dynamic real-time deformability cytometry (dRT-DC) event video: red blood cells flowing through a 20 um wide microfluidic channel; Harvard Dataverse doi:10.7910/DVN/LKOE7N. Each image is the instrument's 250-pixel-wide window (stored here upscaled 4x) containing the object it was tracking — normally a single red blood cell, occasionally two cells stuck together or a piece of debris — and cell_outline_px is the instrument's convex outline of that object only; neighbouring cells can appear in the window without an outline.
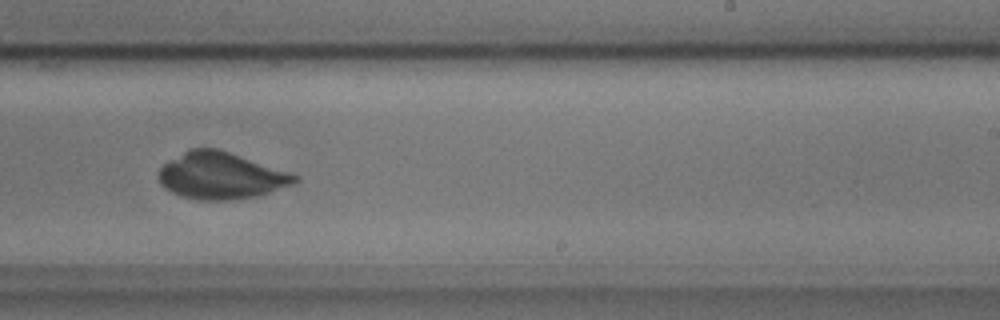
{"species": "common noctule bat (a hibernating species)", "species_latin": "Nyctalus noctula", "temperature_condition": "cold", "stored_images_in_passage": 37, "camera_frame_rate_fps": 3000, "um_per_image_px": 0.085, "animal": {"sex": "male", "body_mass_g": 17.9, "forearm_length_mm": 54.2}, "frame": {"image": 1, "passage_image": 18, "time_ms": 5.667, "image_size_px": [1000, 320], "cell_outline_px": [[300, 180], [292, 184], [256, 196], [228, 200], [200, 200], [184, 196], [172, 192], [164, 188], [160, 184], [160, 168], [164, 164], [188, 148], [216, 148], [300, 176]], "centroid_in_image_um": [18.76, 14.93], "position_along_channel_um": 270.2, "area_um2": 36.41}}
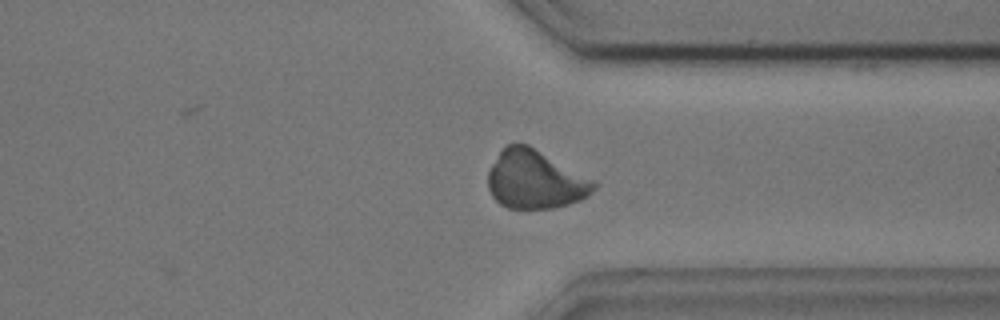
{"frame": {"image": 2, "passage_image": 26, "time_ms": 8.333, "image_size_px": [1000, 320], "cell_outline_px": [[600, 184], [588, 196], [580, 200], [568, 204], [552, 208], [508, 208], [500, 204], [492, 196], [488, 188], [488, 168], [500, 152], [508, 144], [528, 144], [596, 180]], "centroid_in_image_um": [45.52, 15.26], "position_along_channel_um": 365.9, "area_um2": 36.3}}
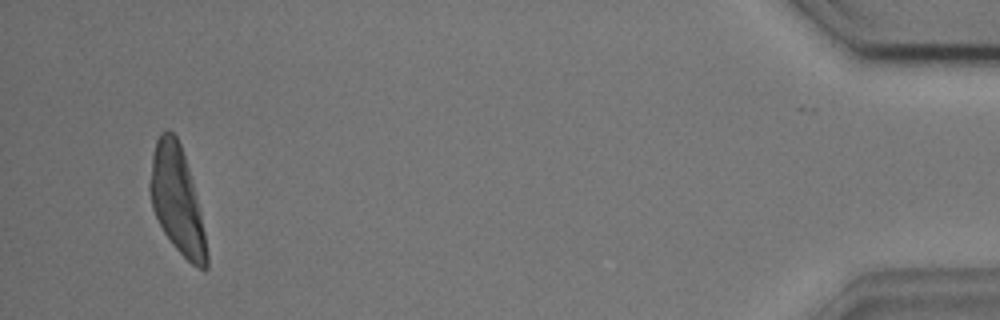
{"frame": {"image": 3, "passage_image": 37, "time_ms": 12.0, "image_size_px": [1000, 320], "cell_outline_px": [[208, 268], [204, 272], [192, 264], [172, 244], [164, 232], [152, 208], [148, 188], [148, 184], [152, 156], [156, 140], [160, 132], [168, 128], [176, 136], [180, 144], [188, 168], [200, 212], [204, 232], [208, 256]], "centroid_in_image_um": [15.02, 17.0], "position_along_channel_um": 420.2, "area_um2": 35.03}}